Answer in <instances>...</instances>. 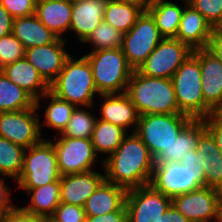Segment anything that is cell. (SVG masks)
Masks as SVG:
<instances>
[{
    "label": "cell",
    "instance_id": "obj_40",
    "mask_svg": "<svg viewBox=\"0 0 222 222\" xmlns=\"http://www.w3.org/2000/svg\"><path fill=\"white\" fill-rule=\"evenodd\" d=\"M0 222H42V217L26 212L22 207L13 206L0 213Z\"/></svg>",
    "mask_w": 222,
    "mask_h": 222
},
{
    "label": "cell",
    "instance_id": "obj_17",
    "mask_svg": "<svg viewBox=\"0 0 222 222\" xmlns=\"http://www.w3.org/2000/svg\"><path fill=\"white\" fill-rule=\"evenodd\" d=\"M104 180L105 175L94 170L62 175L60 177L61 202L83 207L86 200Z\"/></svg>",
    "mask_w": 222,
    "mask_h": 222
},
{
    "label": "cell",
    "instance_id": "obj_25",
    "mask_svg": "<svg viewBox=\"0 0 222 222\" xmlns=\"http://www.w3.org/2000/svg\"><path fill=\"white\" fill-rule=\"evenodd\" d=\"M206 130L203 119H193L154 161L155 164L181 162L189 154V150H196L200 135Z\"/></svg>",
    "mask_w": 222,
    "mask_h": 222
},
{
    "label": "cell",
    "instance_id": "obj_9",
    "mask_svg": "<svg viewBox=\"0 0 222 222\" xmlns=\"http://www.w3.org/2000/svg\"><path fill=\"white\" fill-rule=\"evenodd\" d=\"M193 50L176 38H163L145 62L137 69L151 77L170 78Z\"/></svg>",
    "mask_w": 222,
    "mask_h": 222
},
{
    "label": "cell",
    "instance_id": "obj_38",
    "mask_svg": "<svg viewBox=\"0 0 222 222\" xmlns=\"http://www.w3.org/2000/svg\"><path fill=\"white\" fill-rule=\"evenodd\" d=\"M53 216L60 222H85L86 219L83 207L62 202L57 206Z\"/></svg>",
    "mask_w": 222,
    "mask_h": 222
},
{
    "label": "cell",
    "instance_id": "obj_49",
    "mask_svg": "<svg viewBox=\"0 0 222 222\" xmlns=\"http://www.w3.org/2000/svg\"><path fill=\"white\" fill-rule=\"evenodd\" d=\"M141 4L144 8L149 7L155 0H127Z\"/></svg>",
    "mask_w": 222,
    "mask_h": 222
},
{
    "label": "cell",
    "instance_id": "obj_34",
    "mask_svg": "<svg viewBox=\"0 0 222 222\" xmlns=\"http://www.w3.org/2000/svg\"><path fill=\"white\" fill-rule=\"evenodd\" d=\"M97 119L89 111L78 106L73 110L69 123L60 135L70 138L91 139Z\"/></svg>",
    "mask_w": 222,
    "mask_h": 222
},
{
    "label": "cell",
    "instance_id": "obj_15",
    "mask_svg": "<svg viewBox=\"0 0 222 222\" xmlns=\"http://www.w3.org/2000/svg\"><path fill=\"white\" fill-rule=\"evenodd\" d=\"M150 185L170 199L202 187L195 174L181 162L155 164Z\"/></svg>",
    "mask_w": 222,
    "mask_h": 222
},
{
    "label": "cell",
    "instance_id": "obj_27",
    "mask_svg": "<svg viewBox=\"0 0 222 222\" xmlns=\"http://www.w3.org/2000/svg\"><path fill=\"white\" fill-rule=\"evenodd\" d=\"M146 10L141 4L127 0H108L103 21L127 33Z\"/></svg>",
    "mask_w": 222,
    "mask_h": 222
},
{
    "label": "cell",
    "instance_id": "obj_6",
    "mask_svg": "<svg viewBox=\"0 0 222 222\" xmlns=\"http://www.w3.org/2000/svg\"><path fill=\"white\" fill-rule=\"evenodd\" d=\"M171 80L179 113L186 114L192 119H204V97L199 60L191 54L176 70Z\"/></svg>",
    "mask_w": 222,
    "mask_h": 222
},
{
    "label": "cell",
    "instance_id": "obj_8",
    "mask_svg": "<svg viewBox=\"0 0 222 222\" xmlns=\"http://www.w3.org/2000/svg\"><path fill=\"white\" fill-rule=\"evenodd\" d=\"M164 37L155 20L145 10L123 36L122 51L133 70H137Z\"/></svg>",
    "mask_w": 222,
    "mask_h": 222
},
{
    "label": "cell",
    "instance_id": "obj_51",
    "mask_svg": "<svg viewBox=\"0 0 222 222\" xmlns=\"http://www.w3.org/2000/svg\"><path fill=\"white\" fill-rule=\"evenodd\" d=\"M217 29L222 30V22H221V24L217 27Z\"/></svg>",
    "mask_w": 222,
    "mask_h": 222
},
{
    "label": "cell",
    "instance_id": "obj_35",
    "mask_svg": "<svg viewBox=\"0 0 222 222\" xmlns=\"http://www.w3.org/2000/svg\"><path fill=\"white\" fill-rule=\"evenodd\" d=\"M124 33L102 21L83 43H91L93 51L121 48Z\"/></svg>",
    "mask_w": 222,
    "mask_h": 222
},
{
    "label": "cell",
    "instance_id": "obj_22",
    "mask_svg": "<svg viewBox=\"0 0 222 222\" xmlns=\"http://www.w3.org/2000/svg\"><path fill=\"white\" fill-rule=\"evenodd\" d=\"M0 70L10 81L28 92L35 100L50 91V85L25 57L5 65Z\"/></svg>",
    "mask_w": 222,
    "mask_h": 222
},
{
    "label": "cell",
    "instance_id": "obj_44",
    "mask_svg": "<svg viewBox=\"0 0 222 222\" xmlns=\"http://www.w3.org/2000/svg\"><path fill=\"white\" fill-rule=\"evenodd\" d=\"M207 49L212 52L222 64V30L217 28L213 29Z\"/></svg>",
    "mask_w": 222,
    "mask_h": 222
},
{
    "label": "cell",
    "instance_id": "obj_30",
    "mask_svg": "<svg viewBox=\"0 0 222 222\" xmlns=\"http://www.w3.org/2000/svg\"><path fill=\"white\" fill-rule=\"evenodd\" d=\"M128 130L101 119L96 120L91 141L95 153L112 154L127 136Z\"/></svg>",
    "mask_w": 222,
    "mask_h": 222
},
{
    "label": "cell",
    "instance_id": "obj_31",
    "mask_svg": "<svg viewBox=\"0 0 222 222\" xmlns=\"http://www.w3.org/2000/svg\"><path fill=\"white\" fill-rule=\"evenodd\" d=\"M34 106L35 99L0 70V112L26 110Z\"/></svg>",
    "mask_w": 222,
    "mask_h": 222
},
{
    "label": "cell",
    "instance_id": "obj_20",
    "mask_svg": "<svg viewBox=\"0 0 222 222\" xmlns=\"http://www.w3.org/2000/svg\"><path fill=\"white\" fill-rule=\"evenodd\" d=\"M100 97L103 98L104 103L101 106L99 119L124 129L133 126L135 132L140 115L128 94L126 92L100 94Z\"/></svg>",
    "mask_w": 222,
    "mask_h": 222
},
{
    "label": "cell",
    "instance_id": "obj_41",
    "mask_svg": "<svg viewBox=\"0 0 222 222\" xmlns=\"http://www.w3.org/2000/svg\"><path fill=\"white\" fill-rule=\"evenodd\" d=\"M206 129L214 137L217 147L222 154V112L211 113L203 119Z\"/></svg>",
    "mask_w": 222,
    "mask_h": 222
},
{
    "label": "cell",
    "instance_id": "obj_18",
    "mask_svg": "<svg viewBox=\"0 0 222 222\" xmlns=\"http://www.w3.org/2000/svg\"><path fill=\"white\" fill-rule=\"evenodd\" d=\"M184 9L176 39L188 45L192 50L207 48L212 36V25L184 0Z\"/></svg>",
    "mask_w": 222,
    "mask_h": 222
},
{
    "label": "cell",
    "instance_id": "obj_7",
    "mask_svg": "<svg viewBox=\"0 0 222 222\" xmlns=\"http://www.w3.org/2000/svg\"><path fill=\"white\" fill-rule=\"evenodd\" d=\"M56 152L45 138L25 149L22 172L16 181L21 189H32L60 180Z\"/></svg>",
    "mask_w": 222,
    "mask_h": 222
},
{
    "label": "cell",
    "instance_id": "obj_46",
    "mask_svg": "<svg viewBox=\"0 0 222 222\" xmlns=\"http://www.w3.org/2000/svg\"><path fill=\"white\" fill-rule=\"evenodd\" d=\"M3 180H5V178L0 177V213H3L7 209L13 207V203H11L12 200H10V188Z\"/></svg>",
    "mask_w": 222,
    "mask_h": 222
},
{
    "label": "cell",
    "instance_id": "obj_36",
    "mask_svg": "<svg viewBox=\"0 0 222 222\" xmlns=\"http://www.w3.org/2000/svg\"><path fill=\"white\" fill-rule=\"evenodd\" d=\"M25 57V48L11 33L0 38V69Z\"/></svg>",
    "mask_w": 222,
    "mask_h": 222
},
{
    "label": "cell",
    "instance_id": "obj_43",
    "mask_svg": "<svg viewBox=\"0 0 222 222\" xmlns=\"http://www.w3.org/2000/svg\"><path fill=\"white\" fill-rule=\"evenodd\" d=\"M85 222H128L125 204L115 212L99 216H86Z\"/></svg>",
    "mask_w": 222,
    "mask_h": 222
},
{
    "label": "cell",
    "instance_id": "obj_12",
    "mask_svg": "<svg viewBox=\"0 0 222 222\" xmlns=\"http://www.w3.org/2000/svg\"><path fill=\"white\" fill-rule=\"evenodd\" d=\"M53 143L56 152L57 165L60 175L92 171L97 154L91 139L70 138L62 135Z\"/></svg>",
    "mask_w": 222,
    "mask_h": 222
},
{
    "label": "cell",
    "instance_id": "obj_45",
    "mask_svg": "<svg viewBox=\"0 0 222 222\" xmlns=\"http://www.w3.org/2000/svg\"><path fill=\"white\" fill-rule=\"evenodd\" d=\"M14 18L0 5V38L12 33Z\"/></svg>",
    "mask_w": 222,
    "mask_h": 222
},
{
    "label": "cell",
    "instance_id": "obj_29",
    "mask_svg": "<svg viewBox=\"0 0 222 222\" xmlns=\"http://www.w3.org/2000/svg\"><path fill=\"white\" fill-rule=\"evenodd\" d=\"M30 196V205L22 207L37 216L53 215L61 202L60 180L32 189H23Z\"/></svg>",
    "mask_w": 222,
    "mask_h": 222
},
{
    "label": "cell",
    "instance_id": "obj_14",
    "mask_svg": "<svg viewBox=\"0 0 222 222\" xmlns=\"http://www.w3.org/2000/svg\"><path fill=\"white\" fill-rule=\"evenodd\" d=\"M200 62L204 118L222 112V64L207 48L193 50Z\"/></svg>",
    "mask_w": 222,
    "mask_h": 222
},
{
    "label": "cell",
    "instance_id": "obj_33",
    "mask_svg": "<svg viewBox=\"0 0 222 222\" xmlns=\"http://www.w3.org/2000/svg\"><path fill=\"white\" fill-rule=\"evenodd\" d=\"M25 148L0 136V175L18 180L24 160Z\"/></svg>",
    "mask_w": 222,
    "mask_h": 222
},
{
    "label": "cell",
    "instance_id": "obj_32",
    "mask_svg": "<svg viewBox=\"0 0 222 222\" xmlns=\"http://www.w3.org/2000/svg\"><path fill=\"white\" fill-rule=\"evenodd\" d=\"M43 97L50 99V104L47 106L44 112L45 121L43 124L51 127L52 129L58 130V133L61 134L69 123L71 114L76 106L68 101L59 99L53 93L48 91L39 99L35 100V105L37 108H39L40 99Z\"/></svg>",
    "mask_w": 222,
    "mask_h": 222
},
{
    "label": "cell",
    "instance_id": "obj_24",
    "mask_svg": "<svg viewBox=\"0 0 222 222\" xmlns=\"http://www.w3.org/2000/svg\"><path fill=\"white\" fill-rule=\"evenodd\" d=\"M72 14L71 0H37L35 15L59 38L70 30Z\"/></svg>",
    "mask_w": 222,
    "mask_h": 222
},
{
    "label": "cell",
    "instance_id": "obj_39",
    "mask_svg": "<svg viewBox=\"0 0 222 222\" xmlns=\"http://www.w3.org/2000/svg\"><path fill=\"white\" fill-rule=\"evenodd\" d=\"M37 0H0L2 5L15 19L35 14Z\"/></svg>",
    "mask_w": 222,
    "mask_h": 222
},
{
    "label": "cell",
    "instance_id": "obj_1",
    "mask_svg": "<svg viewBox=\"0 0 222 222\" xmlns=\"http://www.w3.org/2000/svg\"><path fill=\"white\" fill-rule=\"evenodd\" d=\"M105 180L126 190L149 185L155 161L148 147L132 132L102 161Z\"/></svg>",
    "mask_w": 222,
    "mask_h": 222
},
{
    "label": "cell",
    "instance_id": "obj_13",
    "mask_svg": "<svg viewBox=\"0 0 222 222\" xmlns=\"http://www.w3.org/2000/svg\"><path fill=\"white\" fill-rule=\"evenodd\" d=\"M222 191L202 186L172 199V205L190 222H216Z\"/></svg>",
    "mask_w": 222,
    "mask_h": 222
},
{
    "label": "cell",
    "instance_id": "obj_3",
    "mask_svg": "<svg viewBox=\"0 0 222 222\" xmlns=\"http://www.w3.org/2000/svg\"><path fill=\"white\" fill-rule=\"evenodd\" d=\"M50 92L76 107H92L97 93L92 69L85 56L74 59L70 56L57 78L50 84Z\"/></svg>",
    "mask_w": 222,
    "mask_h": 222
},
{
    "label": "cell",
    "instance_id": "obj_5",
    "mask_svg": "<svg viewBox=\"0 0 222 222\" xmlns=\"http://www.w3.org/2000/svg\"><path fill=\"white\" fill-rule=\"evenodd\" d=\"M192 120L183 113L140 115L135 134L155 160Z\"/></svg>",
    "mask_w": 222,
    "mask_h": 222
},
{
    "label": "cell",
    "instance_id": "obj_28",
    "mask_svg": "<svg viewBox=\"0 0 222 222\" xmlns=\"http://www.w3.org/2000/svg\"><path fill=\"white\" fill-rule=\"evenodd\" d=\"M184 7L166 0H155L146 11L155 20L164 38H175L180 25Z\"/></svg>",
    "mask_w": 222,
    "mask_h": 222
},
{
    "label": "cell",
    "instance_id": "obj_19",
    "mask_svg": "<svg viewBox=\"0 0 222 222\" xmlns=\"http://www.w3.org/2000/svg\"><path fill=\"white\" fill-rule=\"evenodd\" d=\"M108 0H74L70 30L74 31L80 42H84L92 31L103 21Z\"/></svg>",
    "mask_w": 222,
    "mask_h": 222
},
{
    "label": "cell",
    "instance_id": "obj_16",
    "mask_svg": "<svg viewBox=\"0 0 222 222\" xmlns=\"http://www.w3.org/2000/svg\"><path fill=\"white\" fill-rule=\"evenodd\" d=\"M65 41L67 40L58 38L53 43L25 50V58L49 85L57 78L66 60L71 56L64 49Z\"/></svg>",
    "mask_w": 222,
    "mask_h": 222
},
{
    "label": "cell",
    "instance_id": "obj_26",
    "mask_svg": "<svg viewBox=\"0 0 222 222\" xmlns=\"http://www.w3.org/2000/svg\"><path fill=\"white\" fill-rule=\"evenodd\" d=\"M12 34L25 50L55 42L59 37L49 30L35 14L13 20Z\"/></svg>",
    "mask_w": 222,
    "mask_h": 222
},
{
    "label": "cell",
    "instance_id": "obj_23",
    "mask_svg": "<svg viewBox=\"0 0 222 222\" xmlns=\"http://www.w3.org/2000/svg\"><path fill=\"white\" fill-rule=\"evenodd\" d=\"M127 190L104 180L83 206L86 216H99L118 211L124 204Z\"/></svg>",
    "mask_w": 222,
    "mask_h": 222
},
{
    "label": "cell",
    "instance_id": "obj_21",
    "mask_svg": "<svg viewBox=\"0 0 222 222\" xmlns=\"http://www.w3.org/2000/svg\"><path fill=\"white\" fill-rule=\"evenodd\" d=\"M196 153L204 168L205 186L222 191V154L207 129L199 137Z\"/></svg>",
    "mask_w": 222,
    "mask_h": 222
},
{
    "label": "cell",
    "instance_id": "obj_37",
    "mask_svg": "<svg viewBox=\"0 0 222 222\" xmlns=\"http://www.w3.org/2000/svg\"><path fill=\"white\" fill-rule=\"evenodd\" d=\"M188 3L217 28L222 22V0H189Z\"/></svg>",
    "mask_w": 222,
    "mask_h": 222
},
{
    "label": "cell",
    "instance_id": "obj_4",
    "mask_svg": "<svg viewBox=\"0 0 222 222\" xmlns=\"http://www.w3.org/2000/svg\"><path fill=\"white\" fill-rule=\"evenodd\" d=\"M90 63L99 94L124 93L133 69L122 48L102 49L84 55Z\"/></svg>",
    "mask_w": 222,
    "mask_h": 222
},
{
    "label": "cell",
    "instance_id": "obj_2",
    "mask_svg": "<svg viewBox=\"0 0 222 222\" xmlns=\"http://www.w3.org/2000/svg\"><path fill=\"white\" fill-rule=\"evenodd\" d=\"M126 93L139 115L179 113L172 80L133 70Z\"/></svg>",
    "mask_w": 222,
    "mask_h": 222
},
{
    "label": "cell",
    "instance_id": "obj_50",
    "mask_svg": "<svg viewBox=\"0 0 222 222\" xmlns=\"http://www.w3.org/2000/svg\"><path fill=\"white\" fill-rule=\"evenodd\" d=\"M42 222H60L57 218L53 215L42 216Z\"/></svg>",
    "mask_w": 222,
    "mask_h": 222
},
{
    "label": "cell",
    "instance_id": "obj_10",
    "mask_svg": "<svg viewBox=\"0 0 222 222\" xmlns=\"http://www.w3.org/2000/svg\"><path fill=\"white\" fill-rule=\"evenodd\" d=\"M171 205L172 199L150 184L126 192L128 222H163V214Z\"/></svg>",
    "mask_w": 222,
    "mask_h": 222
},
{
    "label": "cell",
    "instance_id": "obj_48",
    "mask_svg": "<svg viewBox=\"0 0 222 222\" xmlns=\"http://www.w3.org/2000/svg\"><path fill=\"white\" fill-rule=\"evenodd\" d=\"M216 222H222V195L218 202L217 220Z\"/></svg>",
    "mask_w": 222,
    "mask_h": 222
},
{
    "label": "cell",
    "instance_id": "obj_47",
    "mask_svg": "<svg viewBox=\"0 0 222 222\" xmlns=\"http://www.w3.org/2000/svg\"><path fill=\"white\" fill-rule=\"evenodd\" d=\"M163 222H190L173 205L163 214Z\"/></svg>",
    "mask_w": 222,
    "mask_h": 222
},
{
    "label": "cell",
    "instance_id": "obj_11",
    "mask_svg": "<svg viewBox=\"0 0 222 222\" xmlns=\"http://www.w3.org/2000/svg\"><path fill=\"white\" fill-rule=\"evenodd\" d=\"M36 111L35 105L26 110L0 112V136L25 149L41 142L43 124Z\"/></svg>",
    "mask_w": 222,
    "mask_h": 222
},
{
    "label": "cell",
    "instance_id": "obj_42",
    "mask_svg": "<svg viewBox=\"0 0 222 222\" xmlns=\"http://www.w3.org/2000/svg\"><path fill=\"white\" fill-rule=\"evenodd\" d=\"M181 163L184 166H187L195 174V180L201 186H205V180H204L205 173L203 170L204 168L201 165L196 150H189V154L186 157H183Z\"/></svg>",
    "mask_w": 222,
    "mask_h": 222
}]
</instances>
